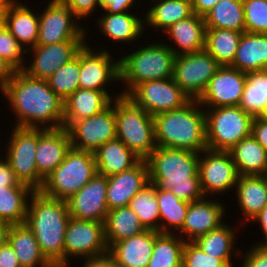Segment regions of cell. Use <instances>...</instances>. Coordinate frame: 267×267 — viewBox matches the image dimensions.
<instances>
[{
    "label": "cell",
    "instance_id": "obj_1",
    "mask_svg": "<svg viewBox=\"0 0 267 267\" xmlns=\"http://www.w3.org/2000/svg\"><path fill=\"white\" fill-rule=\"evenodd\" d=\"M16 117L17 127L56 129L64 127V100L45 79L15 71L0 89ZM42 125V126H41Z\"/></svg>",
    "mask_w": 267,
    "mask_h": 267
},
{
    "label": "cell",
    "instance_id": "obj_2",
    "mask_svg": "<svg viewBox=\"0 0 267 267\" xmlns=\"http://www.w3.org/2000/svg\"><path fill=\"white\" fill-rule=\"evenodd\" d=\"M199 157L198 152L157 146L145 159L150 183L190 203L203 199L205 196L198 174Z\"/></svg>",
    "mask_w": 267,
    "mask_h": 267
},
{
    "label": "cell",
    "instance_id": "obj_3",
    "mask_svg": "<svg viewBox=\"0 0 267 267\" xmlns=\"http://www.w3.org/2000/svg\"><path fill=\"white\" fill-rule=\"evenodd\" d=\"M69 220L66 200L51 198L40 190L31 194L25 224L53 267H64V236Z\"/></svg>",
    "mask_w": 267,
    "mask_h": 267
},
{
    "label": "cell",
    "instance_id": "obj_4",
    "mask_svg": "<svg viewBox=\"0 0 267 267\" xmlns=\"http://www.w3.org/2000/svg\"><path fill=\"white\" fill-rule=\"evenodd\" d=\"M155 143L159 147L201 153L207 149L205 109L198 100L153 116Z\"/></svg>",
    "mask_w": 267,
    "mask_h": 267
},
{
    "label": "cell",
    "instance_id": "obj_5",
    "mask_svg": "<svg viewBox=\"0 0 267 267\" xmlns=\"http://www.w3.org/2000/svg\"><path fill=\"white\" fill-rule=\"evenodd\" d=\"M176 55L162 42H151L119 58L120 81L125 83L120 93L128 95L138 84L173 78Z\"/></svg>",
    "mask_w": 267,
    "mask_h": 267
},
{
    "label": "cell",
    "instance_id": "obj_6",
    "mask_svg": "<svg viewBox=\"0 0 267 267\" xmlns=\"http://www.w3.org/2000/svg\"><path fill=\"white\" fill-rule=\"evenodd\" d=\"M116 138L120 139L141 160L155 149L154 118L126 95L114 99Z\"/></svg>",
    "mask_w": 267,
    "mask_h": 267
},
{
    "label": "cell",
    "instance_id": "obj_7",
    "mask_svg": "<svg viewBox=\"0 0 267 267\" xmlns=\"http://www.w3.org/2000/svg\"><path fill=\"white\" fill-rule=\"evenodd\" d=\"M96 173L94 153L71 147L64 161L44 179L40 191L51 198L68 200Z\"/></svg>",
    "mask_w": 267,
    "mask_h": 267
},
{
    "label": "cell",
    "instance_id": "obj_8",
    "mask_svg": "<svg viewBox=\"0 0 267 267\" xmlns=\"http://www.w3.org/2000/svg\"><path fill=\"white\" fill-rule=\"evenodd\" d=\"M204 109L208 149L228 151L251 135L254 117L239 106Z\"/></svg>",
    "mask_w": 267,
    "mask_h": 267
},
{
    "label": "cell",
    "instance_id": "obj_9",
    "mask_svg": "<svg viewBox=\"0 0 267 267\" xmlns=\"http://www.w3.org/2000/svg\"><path fill=\"white\" fill-rule=\"evenodd\" d=\"M9 141L5 145V160L9 163L20 183L34 191L40 190L44 179L36 165L37 128L14 126Z\"/></svg>",
    "mask_w": 267,
    "mask_h": 267
},
{
    "label": "cell",
    "instance_id": "obj_10",
    "mask_svg": "<svg viewBox=\"0 0 267 267\" xmlns=\"http://www.w3.org/2000/svg\"><path fill=\"white\" fill-rule=\"evenodd\" d=\"M107 252L104 223L70 217L64 236V267H70L71 259L82 260Z\"/></svg>",
    "mask_w": 267,
    "mask_h": 267
},
{
    "label": "cell",
    "instance_id": "obj_11",
    "mask_svg": "<svg viewBox=\"0 0 267 267\" xmlns=\"http://www.w3.org/2000/svg\"><path fill=\"white\" fill-rule=\"evenodd\" d=\"M220 67L221 65L205 49L177 55L174 61L173 80L191 100H198Z\"/></svg>",
    "mask_w": 267,
    "mask_h": 267
},
{
    "label": "cell",
    "instance_id": "obj_12",
    "mask_svg": "<svg viewBox=\"0 0 267 267\" xmlns=\"http://www.w3.org/2000/svg\"><path fill=\"white\" fill-rule=\"evenodd\" d=\"M78 21V22H77ZM86 26H81L67 5L60 0H49L46 9L39 12V30L36 45L87 40Z\"/></svg>",
    "mask_w": 267,
    "mask_h": 267
},
{
    "label": "cell",
    "instance_id": "obj_13",
    "mask_svg": "<svg viewBox=\"0 0 267 267\" xmlns=\"http://www.w3.org/2000/svg\"><path fill=\"white\" fill-rule=\"evenodd\" d=\"M127 97L152 116L180 109L191 101L173 78L142 82Z\"/></svg>",
    "mask_w": 267,
    "mask_h": 267
},
{
    "label": "cell",
    "instance_id": "obj_14",
    "mask_svg": "<svg viewBox=\"0 0 267 267\" xmlns=\"http://www.w3.org/2000/svg\"><path fill=\"white\" fill-rule=\"evenodd\" d=\"M198 174L204 196L211 198L232 191L238 180V172L229 151L208 148L202 151Z\"/></svg>",
    "mask_w": 267,
    "mask_h": 267
},
{
    "label": "cell",
    "instance_id": "obj_15",
    "mask_svg": "<svg viewBox=\"0 0 267 267\" xmlns=\"http://www.w3.org/2000/svg\"><path fill=\"white\" fill-rule=\"evenodd\" d=\"M87 43L80 49L79 88L108 92L109 83L120 81L119 58L114 60L108 49L95 50Z\"/></svg>",
    "mask_w": 267,
    "mask_h": 267
},
{
    "label": "cell",
    "instance_id": "obj_16",
    "mask_svg": "<svg viewBox=\"0 0 267 267\" xmlns=\"http://www.w3.org/2000/svg\"><path fill=\"white\" fill-rule=\"evenodd\" d=\"M71 147L94 152L104 143L116 138V117L114 100L103 111L94 116L74 121L67 128Z\"/></svg>",
    "mask_w": 267,
    "mask_h": 267
},
{
    "label": "cell",
    "instance_id": "obj_17",
    "mask_svg": "<svg viewBox=\"0 0 267 267\" xmlns=\"http://www.w3.org/2000/svg\"><path fill=\"white\" fill-rule=\"evenodd\" d=\"M85 41L71 40L51 45H36L26 51V54H32L33 59H30L29 64H25L22 71L33 78L46 80L75 58Z\"/></svg>",
    "mask_w": 267,
    "mask_h": 267
},
{
    "label": "cell",
    "instance_id": "obj_18",
    "mask_svg": "<svg viewBox=\"0 0 267 267\" xmlns=\"http://www.w3.org/2000/svg\"><path fill=\"white\" fill-rule=\"evenodd\" d=\"M245 83V72L230 66H221L209 80L198 102L203 108L239 106Z\"/></svg>",
    "mask_w": 267,
    "mask_h": 267
},
{
    "label": "cell",
    "instance_id": "obj_19",
    "mask_svg": "<svg viewBox=\"0 0 267 267\" xmlns=\"http://www.w3.org/2000/svg\"><path fill=\"white\" fill-rule=\"evenodd\" d=\"M107 177L96 175L67 201L70 217L105 222L109 211L106 200Z\"/></svg>",
    "mask_w": 267,
    "mask_h": 267
},
{
    "label": "cell",
    "instance_id": "obj_20",
    "mask_svg": "<svg viewBox=\"0 0 267 267\" xmlns=\"http://www.w3.org/2000/svg\"><path fill=\"white\" fill-rule=\"evenodd\" d=\"M204 197L189 203L183 228L177 233L185 241H194L199 236L217 229L223 223L226 208L223 202L213 197ZM217 200V201H215Z\"/></svg>",
    "mask_w": 267,
    "mask_h": 267
},
{
    "label": "cell",
    "instance_id": "obj_21",
    "mask_svg": "<svg viewBox=\"0 0 267 267\" xmlns=\"http://www.w3.org/2000/svg\"><path fill=\"white\" fill-rule=\"evenodd\" d=\"M71 149L67 128H37L36 165L39 175L45 179L63 161Z\"/></svg>",
    "mask_w": 267,
    "mask_h": 267
},
{
    "label": "cell",
    "instance_id": "obj_22",
    "mask_svg": "<svg viewBox=\"0 0 267 267\" xmlns=\"http://www.w3.org/2000/svg\"><path fill=\"white\" fill-rule=\"evenodd\" d=\"M149 183L146 160H140L127 171L108 176L106 193L108 209L128 206L129 201Z\"/></svg>",
    "mask_w": 267,
    "mask_h": 267
},
{
    "label": "cell",
    "instance_id": "obj_23",
    "mask_svg": "<svg viewBox=\"0 0 267 267\" xmlns=\"http://www.w3.org/2000/svg\"><path fill=\"white\" fill-rule=\"evenodd\" d=\"M9 0L4 9L3 23L28 50L36 46L39 30V13H34L26 3L20 0Z\"/></svg>",
    "mask_w": 267,
    "mask_h": 267
},
{
    "label": "cell",
    "instance_id": "obj_24",
    "mask_svg": "<svg viewBox=\"0 0 267 267\" xmlns=\"http://www.w3.org/2000/svg\"><path fill=\"white\" fill-rule=\"evenodd\" d=\"M164 34L169 38V42H174V46L168 42L166 44L176 56L205 49L206 25L204 18L195 13L173 24Z\"/></svg>",
    "mask_w": 267,
    "mask_h": 267
},
{
    "label": "cell",
    "instance_id": "obj_25",
    "mask_svg": "<svg viewBox=\"0 0 267 267\" xmlns=\"http://www.w3.org/2000/svg\"><path fill=\"white\" fill-rule=\"evenodd\" d=\"M123 94L116 93L113 97L108 92L77 89L64 100V128L74 121L94 116L106 109L115 98Z\"/></svg>",
    "mask_w": 267,
    "mask_h": 267
},
{
    "label": "cell",
    "instance_id": "obj_26",
    "mask_svg": "<svg viewBox=\"0 0 267 267\" xmlns=\"http://www.w3.org/2000/svg\"><path fill=\"white\" fill-rule=\"evenodd\" d=\"M155 242V230L147 229L141 234L112 244L108 253L125 267H147Z\"/></svg>",
    "mask_w": 267,
    "mask_h": 267
},
{
    "label": "cell",
    "instance_id": "obj_27",
    "mask_svg": "<svg viewBox=\"0 0 267 267\" xmlns=\"http://www.w3.org/2000/svg\"><path fill=\"white\" fill-rule=\"evenodd\" d=\"M98 29L101 34L107 36L116 43H133L137 38L144 34L145 21L144 16L138 17V14L130 11L123 13H108L101 15L97 20Z\"/></svg>",
    "mask_w": 267,
    "mask_h": 267
},
{
    "label": "cell",
    "instance_id": "obj_28",
    "mask_svg": "<svg viewBox=\"0 0 267 267\" xmlns=\"http://www.w3.org/2000/svg\"><path fill=\"white\" fill-rule=\"evenodd\" d=\"M93 153L97 173L106 177L127 171L141 160L118 138L104 143Z\"/></svg>",
    "mask_w": 267,
    "mask_h": 267
},
{
    "label": "cell",
    "instance_id": "obj_29",
    "mask_svg": "<svg viewBox=\"0 0 267 267\" xmlns=\"http://www.w3.org/2000/svg\"><path fill=\"white\" fill-rule=\"evenodd\" d=\"M235 192L236 204L245 218L243 222L250 223L267 205L266 175L238 176Z\"/></svg>",
    "mask_w": 267,
    "mask_h": 267
},
{
    "label": "cell",
    "instance_id": "obj_30",
    "mask_svg": "<svg viewBox=\"0 0 267 267\" xmlns=\"http://www.w3.org/2000/svg\"><path fill=\"white\" fill-rule=\"evenodd\" d=\"M230 67L242 72L267 69V34L243 32Z\"/></svg>",
    "mask_w": 267,
    "mask_h": 267
},
{
    "label": "cell",
    "instance_id": "obj_31",
    "mask_svg": "<svg viewBox=\"0 0 267 267\" xmlns=\"http://www.w3.org/2000/svg\"><path fill=\"white\" fill-rule=\"evenodd\" d=\"M7 241L21 267H53L42 254L35 235L25 223L10 225Z\"/></svg>",
    "mask_w": 267,
    "mask_h": 267
},
{
    "label": "cell",
    "instance_id": "obj_32",
    "mask_svg": "<svg viewBox=\"0 0 267 267\" xmlns=\"http://www.w3.org/2000/svg\"><path fill=\"white\" fill-rule=\"evenodd\" d=\"M238 176L266 175L267 151L252 136L243 138L228 150Z\"/></svg>",
    "mask_w": 267,
    "mask_h": 267
},
{
    "label": "cell",
    "instance_id": "obj_33",
    "mask_svg": "<svg viewBox=\"0 0 267 267\" xmlns=\"http://www.w3.org/2000/svg\"><path fill=\"white\" fill-rule=\"evenodd\" d=\"M234 229L236 230L230 224L223 223L217 229L199 236L194 242L209 256L221 259L228 267H234L233 255L240 258L241 254V250L234 247L237 238Z\"/></svg>",
    "mask_w": 267,
    "mask_h": 267
},
{
    "label": "cell",
    "instance_id": "obj_34",
    "mask_svg": "<svg viewBox=\"0 0 267 267\" xmlns=\"http://www.w3.org/2000/svg\"><path fill=\"white\" fill-rule=\"evenodd\" d=\"M150 4V9L144 14L145 28L160 29L163 33L176 22L193 14L191 4L181 0H156Z\"/></svg>",
    "mask_w": 267,
    "mask_h": 267
},
{
    "label": "cell",
    "instance_id": "obj_35",
    "mask_svg": "<svg viewBox=\"0 0 267 267\" xmlns=\"http://www.w3.org/2000/svg\"><path fill=\"white\" fill-rule=\"evenodd\" d=\"M146 230L140 219L128 206L109 210L104 222L108 248L116 242L141 234Z\"/></svg>",
    "mask_w": 267,
    "mask_h": 267
},
{
    "label": "cell",
    "instance_id": "obj_36",
    "mask_svg": "<svg viewBox=\"0 0 267 267\" xmlns=\"http://www.w3.org/2000/svg\"><path fill=\"white\" fill-rule=\"evenodd\" d=\"M33 192L31 187L0 186V221L9 225L25 223L28 198Z\"/></svg>",
    "mask_w": 267,
    "mask_h": 267
},
{
    "label": "cell",
    "instance_id": "obj_37",
    "mask_svg": "<svg viewBox=\"0 0 267 267\" xmlns=\"http://www.w3.org/2000/svg\"><path fill=\"white\" fill-rule=\"evenodd\" d=\"M156 198L160 214V233L176 234L183 228L190 202L177 198L169 190L157 188Z\"/></svg>",
    "mask_w": 267,
    "mask_h": 267
},
{
    "label": "cell",
    "instance_id": "obj_38",
    "mask_svg": "<svg viewBox=\"0 0 267 267\" xmlns=\"http://www.w3.org/2000/svg\"><path fill=\"white\" fill-rule=\"evenodd\" d=\"M206 28H220L245 32L242 0H220L204 16Z\"/></svg>",
    "mask_w": 267,
    "mask_h": 267
},
{
    "label": "cell",
    "instance_id": "obj_39",
    "mask_svg": "<svg viewBox=\"0 0 267 267\" xmlns=\"http://www.w3.org/2000/svg\"><path fill=\"white\" fill-rule=\"evenodd\" d=\"M242 33L228 29L206 28L205 50L221 66H230L235 58Z\"/></svg>",
    "mask_w": 267,
    "mask_h": 267
},
{
    "label": "cell",
    "instance_id": "obj_40",
    "mask_svg": "<svg viewBox=\"0 0 267 267\" xmlns=\"http://www.w3.org/2000/svg\"><path fill=\"white\" fill-rule=\"evenodd\" d=\"M185 240L177 233L155 231L153 252L147 267H182Z\"/></svg>",
    "mask_w": 267,
    "mask_h": 267
},
{
    "label": "cell",
    "instance_id": "obj_41",
    "mask_svg": "<svg viewBox=\"0 0 267 267\" xmlns=\"http://www.w3.org/2000/svg\"><path fill=\"white\" fill-rule=\"evenodd\" d=\"M239 107L253 117H260L267 110V69L246 73Z\"/></svg>",
    "mask_w": 267,
    "mask_h": 267
},
{
    "label": "cell",
    "instance_id": "obj_42",
    "mask_svg": "<svg viewBox=\"0 0 267 267\" xmlns=\"http://www.w3.org/2000/svg\"><path fill=\"white\" fill-rule=\"evenodd\" d=\"M131 208L146 229L160 232V214L156 198V187L149 183L141 189L130 201Z\"/></svg>",
    "mask_w": 267,
    "mask_h": 267
},
{
    "label": "cell",
    "instance_id": "obj_43",
    "mask_svg": "<svg viewBox=\"0 0 267 267\" xmlns=\"http://www.w3.org/2000/svg\"><path fill=\"white\" fill-rule=\"evenodd\" d=\"M80 50L76 57L60 67L47 80L50 88L63 100L79 89Z\"/></svg>",
    "mask_w": 267,
    "mask_h": 267
},
{
    "label": "cell",
    "instance_id": "obj_44",
    "mask_svg": "<svg viewBox=\"0 0 267 267\" xmlns=\"http://www.w3.org/2000/svg\"><path fill=\"white\" fill-rule=\"evenodd\" d=\"M26 49L11 34L2 23L0 25V56L15 70H23L26 58ZM24 59V60H23Z\"/></svg>",
    "mask_w": 267,
    "mask_h": 267
},
{
    "label": "cell",
    "instance_id": "obj_45",
    "mask_svg": "<svg viewBox=\"0 0 267 267\" xmlns=\"http://www.w3.org/2000/svg\"><path fill=\"white\" fill-rule=\"evenodd\" d=\"M245 32L267 34V0H242Z\"/></svg>",
    "mask_w": 267,
    "mask_h": 267
},
{
    "label": "cell",
    "instance_id": "obj_46",
    "mask_svg": "<svg viewBox=\"0 0 267 267\" xmlns=\"http://www.w3.org/2000/svg\"><path fill=\"white\" fill-rule=\"evenodd\" d=\"M182 267H228L221 259L209 256L194 241H185Z\"/></svg>",
    "mask_w": 267,
    "mask_h": 267
},
{
    "label": "cell",
    "instance_id": "obj_47",
    "mask_svg": "<svg viewBox=\"0 0 267 267\" xmlns=\"http://www.w3.org/2000/svg\"><path fill=\"white\" fill-rule=\"evenodd\" d=\"M68 6L75 17L81 22L82 19L92 17L99 7L98 0H60ZM96 10V11H95ZM92 15V16H91Z\"/></svg>",
    "mask_w": 267,
    "mask_h": 267
},
{
    "label": "cell",
    "instance_id": "obj_48",
    "mask_svg": "<svg viewBox=\"0 0 267 267\" xmlns=\"http://www.w3.org/2000/svg\"><path fill=\"white\" fill-rule=\"evenodd\" d=\"M244 252L240 254V259L243 257L240 267H267V246L253 245Z\"/></svg>",
    "mask_w": 267,
    "mask_h": 267
},
{
    "label": "cell",
    "instance_id": "obj_49",
    "mask_svg": "<svg viewBox=\"0 0 267 267\" xmlns=\"http://www.w3.org/2000/svg\"><path fill=\"white\" fill-rule=\"evenodd\" d=\"M138 0H98L100 9L108 13L128 12ZM135 5V6H134Z\"/></svg>",
    "mask_w": 267,
    "mask_h": 267
},
{
    "label": "cell",
    "instance_id": "obj_50",
    "mask_svg": "<svg viewBox=\"0 0 267 267\" xmlns=\"http://www.w3.org/2000/svg\"><path fill=\"white\" fill-rule=\"evenodd\" d=\"M0 186L29 187L28 185L20 183L6 160L0 163Z\"/></svg>",
    "mask_w": 267,
    "mask_h": 267
},
{
    "label": "cell",
    "instance_id": "obj_51",
    "mask_svg": "<svg viewBox=\"0 0 267 267\" xmlns=\"http://www.w3.org/2000/svg\"><path fill=\"white\" fill-rule=\"evenodd\" d=\"M251 134L267 151V122L261 117H254Z\"/></svg>",
    "mask_w": 267,
    "mask_h": 267
},
{
    "label": "cell",
    "instance_id": "obj_52",
    "mask_svg": "<svg viewBox=\"0 0 267 267\" xmlns=\"http://www.w3.org/2000/svg\"><path fill=\"white\" fill-rule=\"evenodd\" d=\"M0 267H21L18 258L8 241L0 247Z\"/></svg>",
    "mask_w": 267,
    "mask_h": 267
},
{
    "label": "cell",
    "instance_id": "obj_53",
    "mask_svg": "<svg viewBox=\"0 0 267 267\" xmlns=\"http://www.w3.org/2000/svg\"><path fill=\"white\" fill-rule=\"evenodd\" d=\"M254 222L261 226V231L264 233V240L257 242L254 245L257 246H267V205L251 220V223Z\"/></svg>",
    "mask_w": 267,
    "mask_h": 267
},
{
    "label": "cell",
    "instance_id": "obj_54",
    "mask_svg": "<svg viewBox=\"0 0 267 267\" xmlns=\"http://www.w3.org/2000/svg\"><path fill=\"white\" fill-rule=\"evenodd\" d=\"M218 1L220 0H193L191 5L192 11L193 13L203 17L217 4Z\"/></svg>",
    "mask_w": 267,
    "mask_h": 267
},
{
    "label": "cell",
    "instance_id": "obj_55",
    "mask_svg": "<svg viewBox=\"0 0 267 267\" xmlns=\"http://www.w3.org/2000/svg\"><path fill=\"white\" fill-rule=\"evenodd\" d=\"M82 260L85 261L82 267H110V254L108 252L100 256L89 257Z\"/></svg>",
    "mask_w": 267,
    "mask_h": 267
},
{
    "label": "cell",
    "instance_id": "obj_56",
    "mask_svg": "<svg viewBox=\"0 0 267 267\" xmlns=\"http://www.w3.org/2000/svg\"><path fill=\"white\" fill-rule=\"evenodd\" d=\"M15 70L0 56V89L11 79Z\"/></svg>",
    "mask_w": 267,
    "mask_h": 267
},
{
    "label": "cell",
    "instance_id": "obj_57",
    "mask_svg": "<svg viewBox=\"0 0 267 267\" xmlns=\"http://www.w3.org/2000/svg\"><path fill=\"white\" fill-rule=\"evenodd\" d=\"M9 224L0 221V247L7 241Z\"/></svg>",
    "mask_w": 267,
    "mask_h": 267
},
{
    "label": "cell",
    "instance_id": "obj_58",
    "mask_svg": "<svg viewBox=\"0 0 267 267\" xmlns=\"http://www.w3.org/2000/svg\"><path fill=\"white\" fill-rule=\"evenodd\" d=\"M9 0H0V25L3 23L4 9Z\"/></svg>",
    "mask_w": 267,
    "mask_h": 267
},
{
    "label": "cell",
    "instance_id": "obj_59",
    "mask_svg": "<svg viewBox=\"0 0 267 267\" xmlns=\"http://www.w3.org/2000/svg\"><path fill=\"white\" fill-rule=\"evenodd\" d=\"M110 267H125V266L116 262L110 255Z\"/></svg>",
    "mask_w": 267,
    "mask_h": 267
},
{
    "label": "cell",
    "instance_id": "obj_60",
    "mask_svg": "<svg viewBox=\"0 0 267 267\" xmlns=\"http://www.w3.org/2000/svg\"><path fill=\"white\" fill-rule=\"evenodd\" d=\"M260 117L267 122V110Z\"/></svg>",
    "mask_w": 267,
    "mask_h": 267
},
{
    "label": "cell",
    "instance_id": "obj_61",
    "mask_svg": "<svg viewBox=\"0 0 267 267\" xmlns=\"http://www.w3.org/2000/svg\"><path fill=\"white\" fill-rule=\"evenodd\" d=\"M181 1L188 2V3L191 4V5H192V3H193V0H181Z\"/></svg>",
    "mask_w": 267,
    "mask_h": 267
},
{
    "label": "cell",
    "instance_id": "obj_62",
    "mask_svg": "<svg viewBox=\"0 0 267 267\" xmlns=\"http://www.w3.org/2000/svg\"><path fill=\"white\" fill-rule=\"evenodd\" d=\"M0 151H1V150H0ZM1 155H2V154L0 153V156H1ZM4 160H5V157H4V156H3V157L1 156V157H0V163H1L2 161H4Z\"/></svg>",
    "mask_w": 267,
    "mask_h": 267
}]
</instances>
